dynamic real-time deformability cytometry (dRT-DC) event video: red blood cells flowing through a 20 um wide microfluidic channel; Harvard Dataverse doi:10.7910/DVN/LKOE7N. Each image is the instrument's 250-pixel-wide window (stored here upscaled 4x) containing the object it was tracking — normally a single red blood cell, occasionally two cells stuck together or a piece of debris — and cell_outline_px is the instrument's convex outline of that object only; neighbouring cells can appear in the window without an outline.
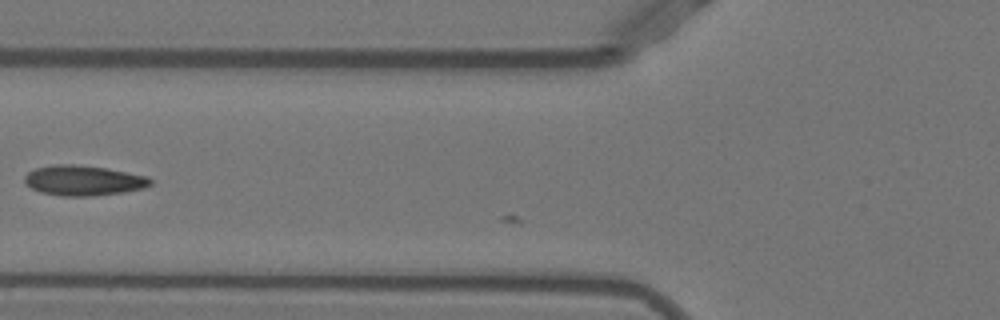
{"species": "Egyptian fruit bat (a non-hibernating species)", "species_latin": "Rousettus aegyptiacus", "temperature_condition": "warm", "stored_images_in_passage": 3, "camera_frame_rate_fps": 3000, "um_per_image_px": 0.085, "animal": {"sex": "female"}, "frame": {"image": 1, "passage_image": 2, "time_ms": 0.333, "image_size_px": [1000, 320], "cell_outline_px": [[152, 184], [144, 188], [124, 192], [92, 196], [60, 196], [40, 192], [32, 188], [24, 180], [24, 176], [28, 172], [36, 168], [56, 164], [76, 164], [108, 168], [148, 176], [152, 180]], "centroid_in_image_um": [7.12, 15.34], "position_along_channel_um": 118.7, "area_um2": 22.25}}